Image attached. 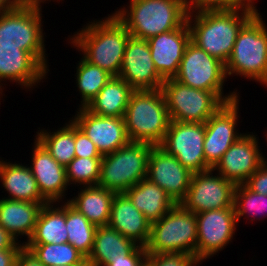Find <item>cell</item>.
<instances>
[{"instance_id": "6da1fadb", "label": "cell", "mask_w": 267, "mask_h": 266, "mask_svg": "<svg viewBox=\"0 0 267 266\" xmlns=\"http://www.w3.org/2000/svg\"><path fill=\"white\" fill-rule=\"evenodd\" d=\"M254 3L252 0L247 6L230 10L188 13L191 41L226 64L240 29L258 11Z\"/></svg>"}, {"instance_id": "7a4b0ae2", "label": "cell", "mask_w": 267, "mask_h": 266, "mask_svg": "<svg viewBox=\"0 0 267 266\" xmlns=\"http://www.w3.org/2000/svg\"><path fill=\"white\" fill-rule=\"evenodd\" d=\"M89 22L70 38V43L82 51L89 63L118 77L130 33L112 13L104 20Z\"/></svg>"}, {"instance_id": "3957f363", "label": "cell", "mask_w": 267, "mask_h": 266, "mask_svg": "<svg viewBox=\"0 0 267 266\" xmlns=\"http://www.w3.org/2000/svg\"><path fill=\"white\" fill-rule=\"evenodd\" d=\"M131 37L148 40L161 33L180 28L187 21L184 0H130L115 11Z\"/></svg>"}, {"instance_id": "277c9868", "label": "cell", "mask_w": 267, "mask_h": 266, "mask_svg": "<svg viewBox=\"0 0 267 266\" xmlns=\"http://www.w3.org/2000/svg\"><path fill=\"white\" fill-rule=\"evenodd\" d=\"M124 120L130 142L160 145L171 121L162 89L134 90Z\"/></svg>"}, {"instance_id": "5b68a950", "label": "cell", "mask_w": 267, "mask_h": 266, "mask_svg": "<svg viewBox=\"0 0 267 266\" xmlns=\"http://www.w3.org/2000/svg\"><path fill=\"white\" fill-rule=\"evenodd\" d=\"M258 11L242 26L225 64L226 76L238 75L267 86V28Z\"/></svg>"}, {"instance_id": "8992f818", "label": "cell", "mask_w": 267, "mask_h": 266, "mask_svg": "<svg viewBox=\"0 0 267 266\" xmlns=\"http://www.w3.org/2000/svg\"><path fill=\"white\" fill-rule=\"evenodd\" d=\"M41 6L17 5L0 14V46L18 47L29 52L48 69Z\"/></svg>"}, {"instance_id": "52a82bcc", "label": "cell", "mask_w": 267, "mask_h": 266, "mask_svg": "<svg viewBox=\"0 0 267 266\" xmlns=\"http://www.w3.org/2000/svg\"><path fill=\"white\" fill-rule=\"evenodd\" d=\"M153 146L146 142H129L103 155L97 185L120 194L147 178L148 157Z\"/></svg>"}, {"instance_id": "ba28073f", "label": "cell", "mask_w": 267, "mask_h": 266, "mask_svg": "<svg viewBox=\"0 0 267 266\" xmlns=\"http://www.w3.org/2000/svg\"><path fill=\"white\" fill-rule=\"evenodd\" d=\"M196 214L175 204L166 215L151 223L147 253H188L196 256Z\"/></svg>"}, {"instance_id": "9c48e42d", "label": "cell", "mask_w": 267, "mask_h": 266, "mask_svg": "<svg viewBox=\"0 0 267 266\" xmlns=\"http://www.w3.org/2000/svg\"><path fill=\"white\" fill-rule=\"evenodd\" d=\"M226 78L225 64L210 56L192 41L187 45L174 77L183 85L214 92L224 103L239 98L235 90L229 95H223V84Z\"/></svg>"}, {"instance_id": "30bf717a", "label": "cell", "mask_w": 267, "mask_h": 266, "mask_svg": "<svg viewBox=\"0 0 267 266\" xmlns=\"http://www.w3.org/2000/svg\"><path fill=\"white\" fill-rule=\"evenodd\" d=\"M170 120L205 123L224 102L212 91L191 88L174 78L162 84Z\"/></svg>"}, {"instance_id": "8fae6325", "label": "cell", "mask_w": 267, "mask_h": 266, "mask_svg": "<svg viewBox=\"0 0 267 266\" xmlns=\"http://www.w3.org/2000/svg\"><path fill=\"white\" fill-rule=\"evenodd\" d=\"M205 123L171 120L163 142L159 145L192 173L211 169L205 161Z\"/></svg>"}, {"instance_id": "7c38bea8", "label": "cell", "mask_w": 267, "mask_h": 266, "mask_svg": "<svg viewBox=\"0 0 267 266\" xmlns=\"http://www.w3.org/2000/svg\"><path fill=\"white\" fill-rule=\"evenodd\" d=\"M213 171L211 168L193 173L187 194L180 203L185 209L196 214L234 207L236 185L220 174L213 176Z\"/></svg>"}, {"instance_id": "4fadbf2b", "label": "cell", "mask_w": 267, "mask_h": 266, "mask_svg": "<svg viewBox=\"0 0 267 266\" xmlns=\"http://www.w3.org/2000/svg\"><path fill=\"white\" fill-rule=\"evenodd\" d=\"M196 219V258L202 263L230 243L238 222L234 207L196 213Z\"/></svg>"}, {"instance_id": "5bb4252c", "label": "cell", "mask_w": 267, "mask_h": 266, "mask_svg": "<svg viewBox=\"0 0 267 266\" xmlns=\"http://www.w3.org/2000/svg\"><path fill=\"white\" fill-rule=\"evenodd\" d=\"M239 99L224 103L206 122L203 143L206 164L214 168L223 154L244 134L237 132Z\"/></svg>"}, {"instance_id": "9a60e30c", "label": "cell", "mask_w": 267, "mask_h": 266, "mask_svg": "<svg viewBox=\"0 0 267 266\" xmlns=\"http://www.w3.org/2000/svg\"><path fill=\"white\" fill-rule=\"evenodd\" d=\"M192 175L175 156L159 145L152 147L148 157L147 178L161 187L175 204L184 200Z\"/></svg>"}, {"instance_id": "2e32d148", "label": "cell", "mask_w": 267, "mask_h": 266, "mask_svg": "<svg viewBox=\"0 0 267 266\" xmlns=\"http://www.w3.org/2000/svg\"><path fill=\"white\" fill-rule=\"evenodd\" d=\"M118 77L134 90H158L165 81L155 69L147 40L131 36Z\"/></svg>"}, {"instance_id": "e0dca14e", "label": "cell", "mask_w": 267, "mask_h": 266, "mask_svg": "<svg viewBox=\"0 0 267 266\" xmlns=\"http://www.w3.org/2000/svg\"><path fill=\"white\" fill-rule=\"evenodd\" d=\"M255 135L245 133L223 154L213 170L235 185L245 184L264 163Z\"/></svg>"}, {"instance_id": "ac0fdd59", "label": "cell", "mask_w": 267, "mask_h": 266, "mask_svg": "<svg viewBox=\"0 0 267 266\" xmlns=\"http://www.w3.org/2000/svg\"><path fill=\"white\" fill-rule=\"evenodd\" d=\"M72 121L91 139L102 156L112 153L130 142L124 117L98 116L85 107H80Z\"/></svg>"}, {"instance_id": "d6986e66", "label": "cell", "mask_w": 267, "mask_h": 266, "mask_svg": "<svg viewBox=\"0 0 267 266\" xmlns=\"http://www.w3.org/2000/svg\"><path fill=\"white\" fill-rule=\"evenodd\" d=\"M191 32L187 21L175 30H170L147 40L155 69L165 80L174 78L187 45Z\"/></svg>"}, {"instance_id": "ffe728a7", "label": "cell", "mask_w": 267, "mask_h": 266, "mask_svg": "<svg viewBox=\"0 0 267 266\" xmlns=\"http://www.w3.org/2000/svg\"><path fill=\"white\" fill-rule=\"evenodd\" d=\"M30 170L37 181L41 195L49 202H61L68 182L66 167L59 164L37 140L34 141Z\"/></svg>"}, {"instance_id": "44dd1931", "label": "cell", "mask_w": 267, "mask_h": 266, "mask_svg": "<svg viewBox=\"0 0 267 266\" xmlns=\"http://www.w3.org/2000/svg\"><path fill=\"white\" fill-rule=\"evenodd\" d=\"M47 73L48 71L29 52L18 47L0 46V83L6 79L29 89L40 83ZM1 87L0 84V94Z\"/></svg>"}, {"instance_id": "7402d4cb", "label": "cell", "mask_w": 267, "mask_h": 266, "mask_svg": "<svg viewBox=\"0 0 267 266\" xmlns=\"http://www.w3.org/2000/svg\"><path fill=\"white\" fill-rule=\"evenodd\" d=\"M107 225L138 246L145 247L148 243L151 222L132 204L124 193L115 194Z\"/></svg>"}, {"instance_id": "603a6c76", "label": "cell", "mask_w": 267, "mask_h": 266, "mask_svg": "<svg viewBox=\"0 0 267 266\" xmlns=\"http://www.w3.org/2000/svg\"><path fill=\"white\" fill-rule=\"evenodd\" d=\"M49 202L0 199V226L18 242L19 236L29 240L35 229L40 209Z\"/></svg>"}, {"instance_id": "cb8c5ba5", "label": "cell", "mask_w": 267, "mask_h": 266, "mask_svg": "<svg viewBox=\"0 0 267 266\" xmlns=\"http://www.w3.org/2000/svg\"><path fill=\"white\" fill-rule=\"evenodd\" d=\"M0 180L9 196L6 199L48 202L40 193L29 166L0 160ZM11 195V196H10Z\"/></svg>"}, {"instance_id": "d4e9b609", "label": "cell", "mask_w": 267, "mask_h": 266, "mask_svg": "<svg viewBox=\"0 0 267 266\" xmlns=\"http://www.w3.org/2000/svg\"><path fill=\"white\" fill-rule=\"evenodd\" d=\"M124 194L151 223L166 215L175 205L167 193L148 178L142 179Z\"/></svg>"}, {"instance_id": "484cf974", "label": "cell", "mask_w": 267, "mask_h": 266, "mask_svg": "<svg viewBox=\"0 0 267 266\" xmlns=\"http://www.w3.org/2000/svg\"><path fill=\"white\" fill-rule=\"evenodd\" d=\"M134 89L123 79L112 77L85 107L103 117H124Z\"/></svg>"}, {"instance_id": "4316f807", "label": "cell", "mask_w": 267, "mask_h": 266, "mask_svg": "<svg viewBox=\"0 0 267 266\" xmlns=\"http://www.w3.org/2000/svg\"><path fill=\"white\" fill-rule=\"evenodd\" d=\"M53 206L54 203H47L42 206L33 234L23 244H60L68 242L66 202L60 205L61 207Z\"/></svg>"}, {"instance_id": "83f0119b", "label": "cell", "mask_w": 267, "mask_h": 266, "mask_svg": "<svg viewBox=\"0 0 267 266\" xmlns=\"http://www.w3.org/2000/svg\"><path fill=\"white\" fill-rule=\"evenodd\" d=\"M82 188L77 196L67 202L96 227L107 225L116 193L98 185Z\"/></svg>"}, {"instance_id": "f1b7e54d", "label": "cell", "mask_w": 267, "mask_h": 266, "mask_svg": "<svg viewBox=\"0 0 267 266\" xmlns=\"http://www.w3.org/2000/svg\"><path fill=\"white\" fill-rule=\"evenodd\" d=\"M138 245L108 225L96 228L94 246L87 266H105L120 254L131 253Z\"/></svg>"}, {"instance_id": "f546056e", "label": "cell", "mask_w": 267, "mask_h": 266, "mask_svg": "<svg viewBox=\"0 0 267 266\" xmlns=\"http://www.w3.org/2000/svg\"><path fill=\"white\" fill-rule=\"evenodd\" d=\"M66 125L47 132L38 130L36 139L47 149L50 155L61 165L66 167L75 157V124L70 120Z\"/></svg>"}, {"instance_id": "4dcf8cb0", "label": "cell", "mask_w": 267, "mask_h": 266, "mask_svg": "<svg viewBox=\"0 0 267 266\" xmlns=\"http://www.w3.org/2000/svg\"><path fill=\"white\" fill-rule=\"evenodd\" d=\"M66 228L68 243L88 259L93 250L94 234L97 227L68 202H66Z\"/></svg>"}, {"instance_id": "1f68e13d", "label": "cell", "mask_w": 267, "mask_h": 266, "mask_svg": "<svg viewBox=\"0 0 267 266\" xmlns=\"http://www.w3.org/2000/svg\"><path fill=\"white\" fill-rule=\"evenodd\" d=\"M44 265L87 266V259L70 243L24 244Z\"/></svg>"}, {"instance_id": "d6a6232c", "label": "cell", "mask_w": 267, "mask_h": 266, "mask_svg": "<svg viewBox=\"0 0 267 266\" xmlns=\"http://www.w3.org/2000/svg\"><path fill=\"white\" fill-rule=\"evenodd\" d=\"M76 68V86L82 96L80 107H86L113 76L83 57Z\"/></svg>"}, {"instance_id": "836d02e7", "label": "cell", "mask_w": 267, "mask_h": 266, "mask_svg": "<svg viewBox=\"0 0 267 266\" xmlns=\"http://www.w3.org/2000/svg\"><path fill=\"white\" fill-rule=\"evenodd\" d=\"M234 209L237 222L245 215L247 218L251 216V221L255 218L260 220L262 214L265 213L264 215L267 216V195L255 193L245 184L236 185L234 192ZM258 215L259 218L256 217Z\"/></svg>"}, {"instance_id": "e575fe53", "label": "cell", "mask_w": 267, "mask_h": 266, "mask_svg": "<svg viewBox=\"0 0 267 266\" xmlns=\"http://www.w3.org/2000/svg\"><path fill=\"white\" fill-rule=\"evenodd\" d=\"M102 158L75 157L66 166L68 185L78 184L83 187L97 186L100 178V164ZM70 183V184H69Z\"/></svg>"}, {"instance_id": "d590c367", "label": "cell", "mask_w": 267, "mask_h": 266, "mask_svg": "<svg viewBox=\"0 0 267 266\" xmlns=\"http://www.w3.org/2000/svg\"><path fill=\"white\" fill-rule=\"evenodd\" d=\"M196 256L188 253H147L144 266H199Z\"/></svg>"}, {"instance_id": "8d00e7d4", "label": "cell", "mask_w": 267, "mask_h": 266, "mask_svg": "<svg viewBox=\"0 0 267 266\" xmlns=\"http://www.w3.org/2000/svg\"><path fill=\"white\" fill-rule=\"evenodd\" d=\"M252 0H184L187 13L230 10L247 6Z\"/></svg>"}, {"instance_id": "74e56055", "label": "cell", "mask_w": 267, "mask_h": 266, "mask_svg": "<svg viewBox=\"0 0 267 266\" xmlns=\"http://www.w3.org/2000/svg\"><path fill=\"white\" fill-rule=\"evenodd\" d=\"M76 157L102 158L95 144L75 125Z\"/></svg>"}, {"instance_id": "f35d334b", "label": "cell", "mask_w": 267, "mask_h": 266, "mask_svg": "<svg viewBox=\"0 0 267 266\" xmlns=\"http://www.w3.org/2000/svg\"><path fill=\"white\" fill-rule=\"evenodd\" d=\"M146 250L143 246H137L129 254H120L117 258L111 259L105 266H144Z\"/></svg>"}, {"instance_id": "ab89813d", "label": "cell", "mask_w": 267, "mask_h": 266, "mask_svg": "<svg viewBox=\"0 0 267 266\" xmlns=\"http://www.w3.org/2000/svg\"><path fill=\"white\" fill-rule=\"evenodd\" d=\"M245 185L255 193L267 195V165L263 163L247 180Z\"/></svg>"}, {"instance_id": "60d3db41", "label": "cell", "mask_w": 267, "mask_h": 266, "mask_svg": "<svg viewBox=\"0 0 267 266\" xmlns=\"http://www.w3.org/2000/svg\"><path fill=\"white\" fill-rule=\"evenodd\" d=\"M16 266H44L25 246L21 248L16 259Z\"/></svg>"}, {"instance_id": "b9f144b4", "label": "cell", "mask_w": 267, "mask_h": 266, "mask_svg": "<svg viewBox=\"0 0 267 266\" xmlns=\"http://www.w3.org/2000/svg\"><path fill=\"white\" fill-rule=\"evenodd\" d=\"M24 244L17 242L2 226H0V250L21 249Z\"/></svg>"}, {"instance_id": "7bdbcfd3", "label": "cell", "mask_w": 267, "mask_h": 266, "mask_svg": "<svg viewBox=\"0 0 267 266\" xmlns=\"http://www.w3.org/2000/svg\"><path fill=\"white\" fill-rule=\"evenodd\" d=\"M21 249L0 250V266H16V259Z\"/></svg>"}, {"instance_id": "ee69618b", "label": "cell", "mask_w": 267, "mask_h": 266, "mask_svg": "<svg viewBox=\"0 0 267 266\" xmlns=\"http://www.w3.org/2000/svg\"><path fill=\"white\" fill-rule=\"evenodd\" d=\"M17 5L15 0H0V14L14 9Z\"/></svg>"}, {"instance_id": "f6af8a7d", "label": "cell", "mask_w": 267, "mask_h": 266, "mask_svg": "<svg viewBox=\"0 0 267 266\" xmlns=\"http://www.w3.org/2000/svg\"><path fill=\"white\" fill-rule=\"evenodd\" d=\"M18 5H38L45 2V0H15Z\"/></svg>"}, {"instance_id": "bcb514c9", "label": "cell", "mask_w": 267, "mask_h": 266, "mask_svg": "<svg viewBox=\"0 0 267 266\" xmlns=\"http://www.w3.org/2000/svg\"><path fill=\"white\" fill-rule=\"evenodd\" d=\"M267 136V135H266ZM267 139V138H266ZM267 141V140H266ZM264 163L267 165V159H265V156H264Z\"/></svg>"}, {"instance_id": "7dc6e473", "label": "cell", "mask_w": 267, "mask_h": 266, "mask_svg": "<svg viewBox=\"0 0 267 266\" xmlns=\"http://www.w3.org/2000/svg\"><path fill=\"white\" fill-rule=\"evenodd\" d=\"M51 266H68V265H51Z\"/></svg>"}]
</instances>
